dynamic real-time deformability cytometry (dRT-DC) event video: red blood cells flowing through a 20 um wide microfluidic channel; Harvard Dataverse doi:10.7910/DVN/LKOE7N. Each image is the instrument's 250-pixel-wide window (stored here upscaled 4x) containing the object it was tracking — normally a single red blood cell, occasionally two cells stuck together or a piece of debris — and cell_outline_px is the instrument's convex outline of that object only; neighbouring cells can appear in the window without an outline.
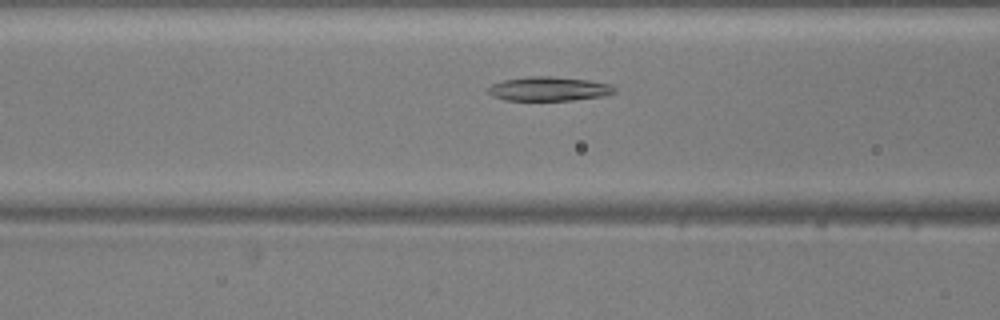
{"species": "common noctule bat (a hibernating species)", "species_latin": "Nyctalus noctula", "temperature_condition": "warm", "stored_images_in_passage": 43, "camera_frame_rate_fps": 3000, "um_per_image_px": 0.085, "animal": {"sex": "male", "body_mass_g": 20.5, "forearm_length_mm": 52.5}, "frame": {"image": 1, "passage_image": 15, "time_ms": 4.667, "image_size_px": [1000, 320], "cell_outline_px": [[616, 92], [604, 96], [572, 100], [504, 100], [492, 96], [488, 92], [488, 88], [492, 84], [504, 80], [528, 76], [548, 76], [588, 80], [608, 84], [616, 88]], "centroid_in_image_um": [46.64, 7.55], "position_along_channel_um": 120.0, "area_um2": 17.69}}
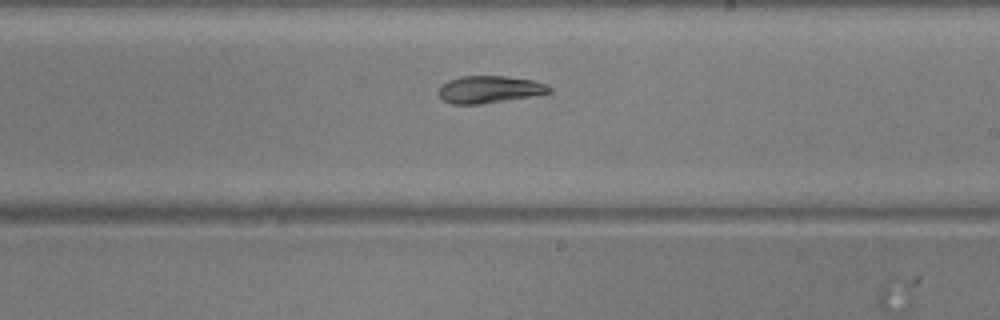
{"frame": {"image": 2, "passage_image": 25, "time_ms": 8.0, "image_size_px": [1000, 320], "cell_outline_px": [[552, 92], [480, 104], [452, 104], [444, 100], [440, 96], [440, 84], [448, 80], [460, 76], [508, 76], [532, 80], [544, 84], [552, 88]], "centroid_in_image_um": [41.56, 7.58], "position_along_channel_um": 247.4, "area_um2": 17.28}}
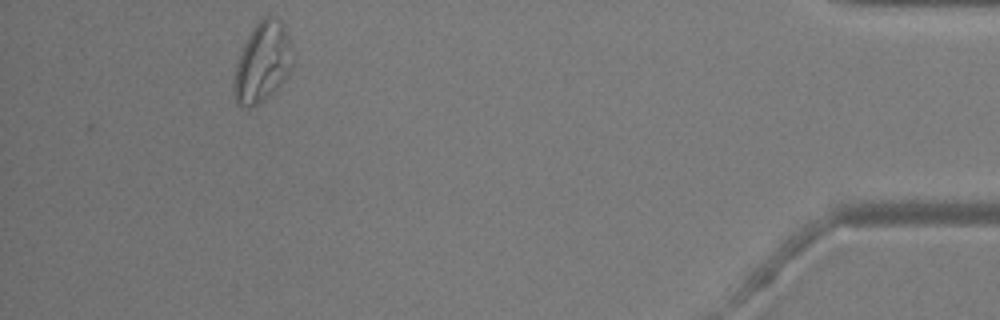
{"frame": {"image": 3, "passage_image": 43, "time_ms": 14.0, "image_size_px": [1000, 320], "cell_outline_px": [[292, 68], [288, 76], [264, 100], [252, 108], [248, 108], [236, 104], [232, 96], [232, 80], [236, 64], [240, 52], [248, 36], [256, 24], [264, 16], [276, 16], [280, 20], [288, 36], [292, 48]], "centroid_in_image_um": [22.27, 5.34], "position_along_channel_um": 412.9, "area_um2": 27.63}, "authors_computed_cell_mechanics": {"area_um2": 18.6116, "velocity_mm_per_s": 3.8248, "shape_relaxation_time_tau1_ms": 4.1001, "shape_relaxation_time_tau2_ms": 4.4686, "deformation_change_tau1": 0.1223, "deformation_change_tau2": 0.1036}}